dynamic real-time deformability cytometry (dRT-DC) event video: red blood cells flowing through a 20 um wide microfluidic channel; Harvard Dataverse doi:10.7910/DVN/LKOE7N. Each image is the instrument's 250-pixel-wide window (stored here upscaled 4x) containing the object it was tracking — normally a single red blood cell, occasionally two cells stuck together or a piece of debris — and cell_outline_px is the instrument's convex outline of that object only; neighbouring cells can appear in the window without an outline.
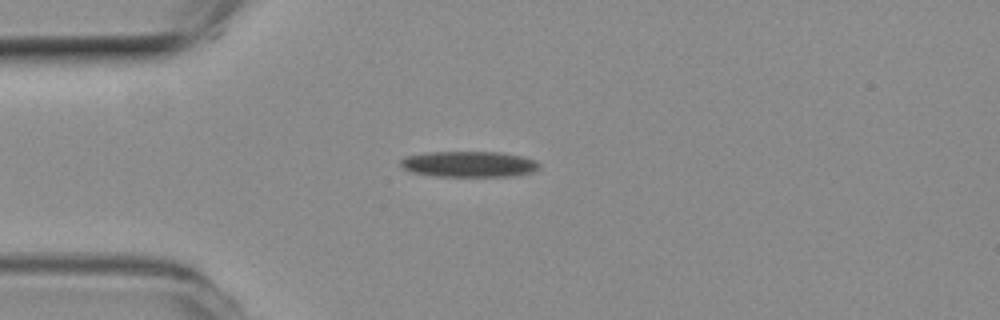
{"species": "common noctule bat (a hibernating species)", "species_latin": "Nyctalus noctula", "temperature_condition": "room temperature", "stored_images_in_passage": 5, "camera_frame_rate_fps": 3000, "um_per_image_px": 0.085, "animal": {"sex": "female", "body_mass_g": 19.3, "forearm_length_mm": 54.1}, "frame": {"image": 1, "passage_image": 3, "time_ms": 0.667, "image_size_px": [1000, 320], "cell_outline_px": [[540, 168], [532, 172], [512, 176], [436, 176], [412, 172], [404, 168], [400, 164], [400, 160], [404, 156], [424, 152], [500, 152], [524, 156], [536, 160], [540, 164]], "centroid_in_image_um": [39.87, 13.94], "position_along_channel_um": 45.1, "area_um2": 21.04}}
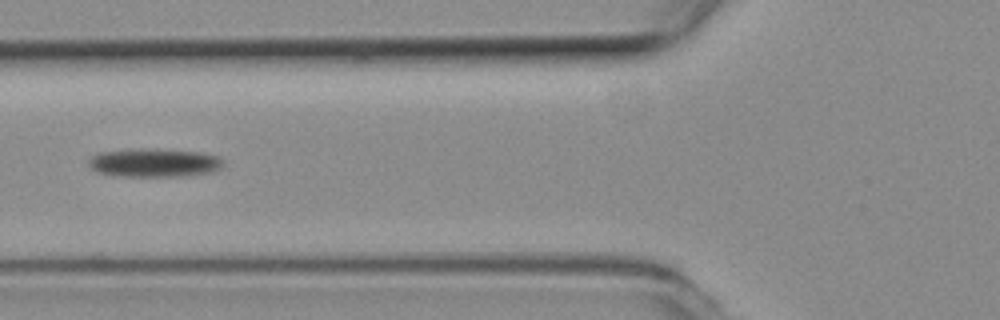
{"frame": {"image": 2, "passage_image": 5, "time_ms": 1.333, "image_size_px": [1000, 320], "cell_outline_px": [[224, 164], [220, 168], [212, 172], [184, 176], [116, 176], [96, 172], [88, 164], [88, 160], [92, 156], [100, 152], [140, 148], [144, 148], [200, 152], [216, 156]], "centroid_in_image_um": [13.07, 13.84], "position_along_channel_um": 112.7, "area_um2": 22.31}}